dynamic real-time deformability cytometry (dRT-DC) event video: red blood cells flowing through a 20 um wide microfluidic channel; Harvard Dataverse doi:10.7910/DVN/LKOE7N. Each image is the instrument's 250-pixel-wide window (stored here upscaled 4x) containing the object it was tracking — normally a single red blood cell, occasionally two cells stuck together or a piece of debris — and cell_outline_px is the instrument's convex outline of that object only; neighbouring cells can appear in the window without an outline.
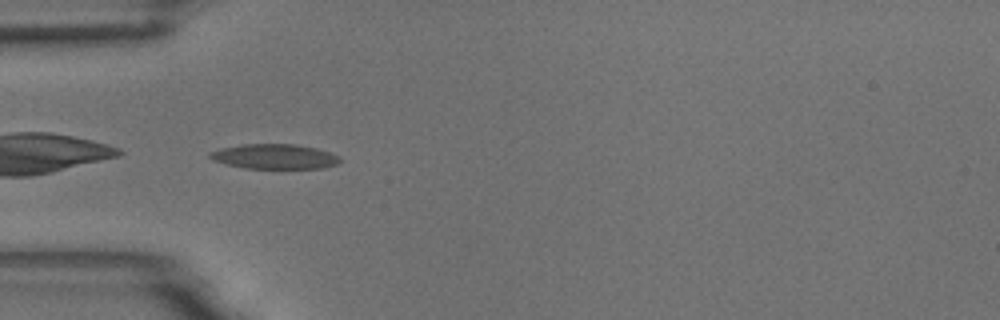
{"species": "common noctule bat (a hibernating species)", "species_latin": "Nyctalus noctula", "temperature_condition": "room temperature", "stored_images_in_passage": 40, "camera_frame_rate_fps": 3000, "um_per_image_px": 0.085, "animal": {"sex": "male", "body_mass_g": 18.8}, "frame": {"image": 1, "passage_image": 1, "time_ms": 0.0, "image_size_px": [1000, 320], "cell_outline_px": [[340, 160], [336, 164], [320, 168], [244, 168], [228, 164], [216, 160], [208, 156], [208, 152], [220, 148], [244, 144], [296, 144], [316, 148], [340, 156]], "centroid_in_image_um": [23.33, 13.29], "position_along_channel_um": 61.7, "area_um2": 18.61}}
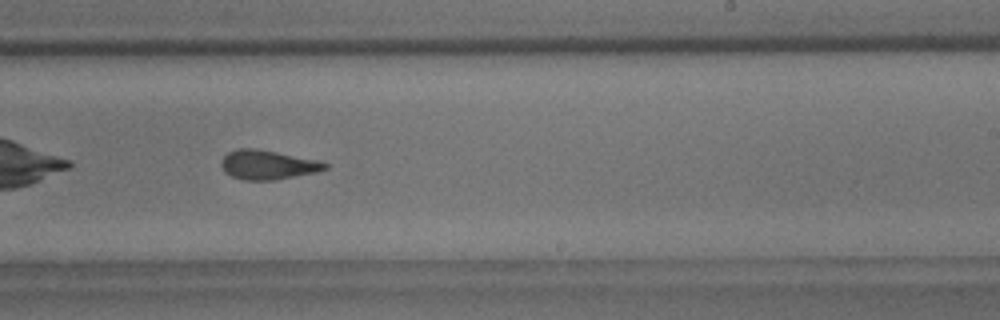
{"frame": {"image": 2, "passage_image": 18, "time_ms": 5.667, "image_size_px": [1000, 320], "cell_outline_px": [[328, 168], [316, 172], [276, 180], [244, 180], [232, 176], [224, 172], [220, 164], [220, 160], [228, 152], [236, 148], [256, 148], [316, 160], [328, 164]], "centroid_in_image_um": [22.71, 14.01], "position_along_channel_um": 266.3, "area_um2": 17.69}}
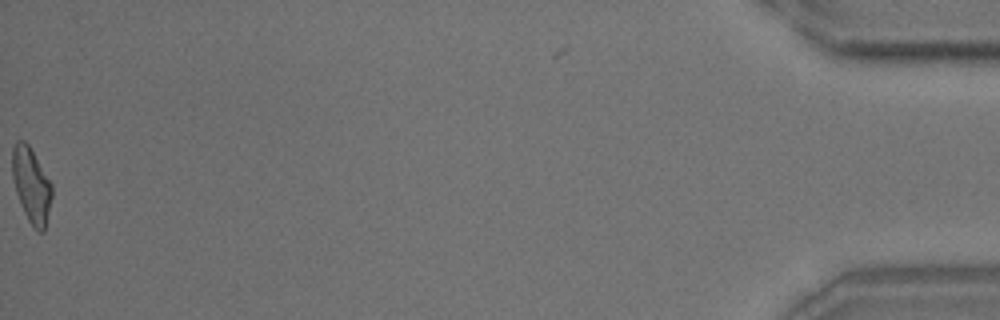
{"frame": {"image": 3, "passage_image": 40, "time_ms": 13.0, "image_size_px": [1000, 320], "cell_outline_px": [[52, 196], [44, 232], [40, 232], [28, 220], [24, 212], [16, 192], [12, 176], [12, 148], [16, 140], [24, 140], [28, 144], [52, 184]], "centroid_in_image_um": [2.65, 15.71], "position_along_channel_um": 432.5, "area_um2": 17.11}, "authors_computed_cell_mechanics": {"area_um2": 17.629, "velocity_mm_per_s": 3.629, "shape_relaxation_time_tau1_ms": null, "shape_relaxation_time_tau2_ms": 2.0765, "deformation_change_tau1": null, "deformation_change_tau2": 0.0932}}